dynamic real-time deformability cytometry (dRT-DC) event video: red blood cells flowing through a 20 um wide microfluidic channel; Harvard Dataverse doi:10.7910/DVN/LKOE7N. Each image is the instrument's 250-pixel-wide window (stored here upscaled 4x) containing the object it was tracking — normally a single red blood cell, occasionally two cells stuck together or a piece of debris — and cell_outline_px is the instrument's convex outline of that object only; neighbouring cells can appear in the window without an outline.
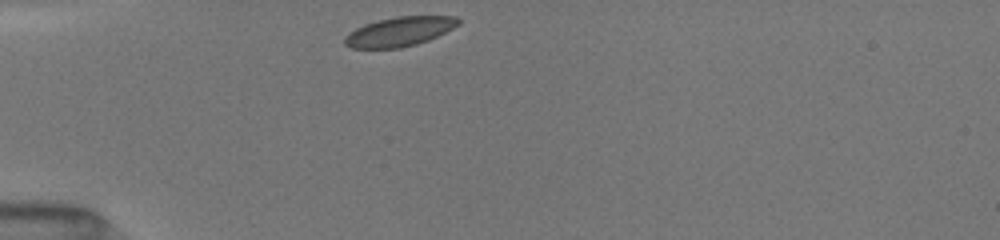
{"species": "common noctule bat (a hibernating species)", "species_latin": "Nyctalus noctula", "temperature_condition": "room temperature", "stored_images_in_passage": 8, "camera_frame_rate_fps": 3000, "um_per_image_px": 0.085, "animal": {"sex": "female", "body_mass_g": 19.5, "forearm_length_mm": 54.1}, "frame": {"image": 1, "passage_image": 1, "time_ms": 0.0, "image_size_px": [1000, 240], "cell_outline_px": [[460, 24], [428, 40], [416, 44], [400, 48], [352, 48], [344, 44], [344, 36], [348, 32], [364, 24], [396, 16], [456, 16], [460, 20]], "centroid_in_image_um": [33.93, 2.68], "position_along_channel_um": 51.1, "area_um2": 19.36}}
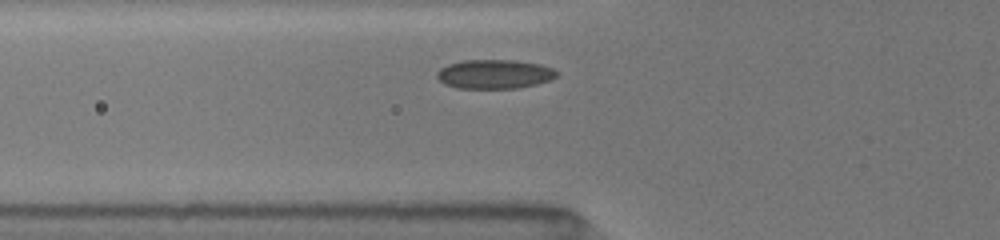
{"frame": {"image": 2, "passage_image": 4, "time_ms": 1.333, "image_size_px": [1000, 240], "cell_outline_px": [[560, 72], [556, 76], [548, 80], [536, 84], [516, 88], [456, 88], [444, 84], [436, 76], [436, 72], [440, 68], [448, 64], [464, 60], [512, 60], [540, 64], [552, 68]], "centroid_in_image_um": [42.0, 6.3], "position_along_channel_um": 83.8, "area_um2": 20.29}}